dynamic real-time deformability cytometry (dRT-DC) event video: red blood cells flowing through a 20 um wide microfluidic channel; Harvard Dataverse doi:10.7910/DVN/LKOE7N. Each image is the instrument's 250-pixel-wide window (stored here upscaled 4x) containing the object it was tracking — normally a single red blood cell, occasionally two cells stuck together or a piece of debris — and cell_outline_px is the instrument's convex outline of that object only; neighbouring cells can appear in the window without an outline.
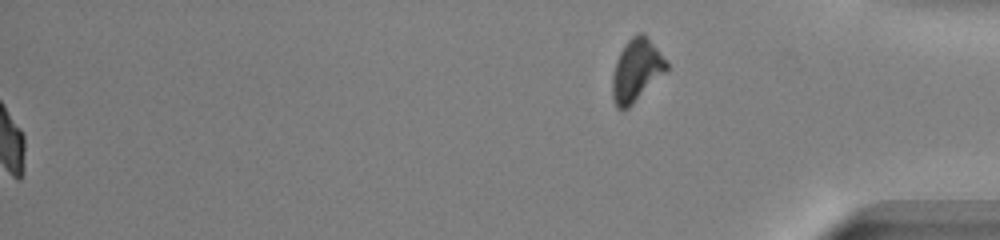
{"species": "common noctule bat (a hibernating species)", "species_latin": "Nyctalus noctula", "temperature_condition": "warm", "stored_images_in_passage": 45, "segment_of_instrument_passage": [2, 2], "camera_frame_rate_fps": 3000, "um_per_image_px": 0.085, "animal": {"sex": "male", "body_mass_g": 13.0, "forearm_length_mm": 53.1}, "frame": {"image": 1, "passage_image": 45, "time_ms": 14.667, "image_size_px": [1000, 240], "cell_outline_px": [[668, 68], [628, 108], [620, 112], [616, 108], [612, 96], [612, 76], [616, 60], [620, 52], [628, 40], [632, 36], [640, 32], [644, 32], [648, 36], [668, 64]], "centroid_in_image_um": [54.06, 5.97], "position_along_channel_um": 381.1, "area_um2": 19.48}}